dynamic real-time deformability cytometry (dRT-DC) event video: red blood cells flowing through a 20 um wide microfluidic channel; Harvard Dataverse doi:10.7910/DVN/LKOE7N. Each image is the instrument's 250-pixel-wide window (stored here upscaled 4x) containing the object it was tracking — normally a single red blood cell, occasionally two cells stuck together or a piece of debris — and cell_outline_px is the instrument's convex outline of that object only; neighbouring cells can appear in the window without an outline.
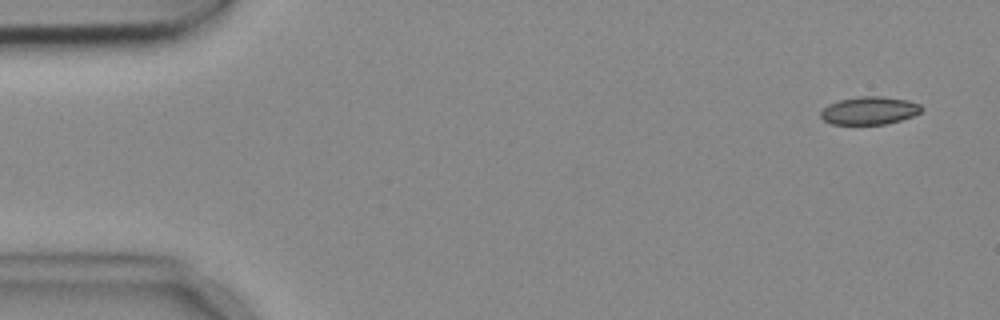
{"species": "common noctule bat (a hibernating species)", "species_latin": "Nyctalus noctula", "temperature_condition": "cold", "stored_images_in_passage": 4, "camera_frame_rate_fps": 3000, "um_per_image_px": 0.085, "animal": {"sex": "female", "body_mass_g": 18.4}, "frame": {"image": 1, "passage_image": 1, "time_ms": 0.0, "image_size_px": [1000, 320], "cell_outline_px": [[924, 108], [920, 112], [912, 116], [900, 120], [884, 124], [832, 124], [824, 120], [820, 116], [820, 112], [828, 104], [840, 100], [860, 96], [880, 96], [908, 100], [920, 104]], "centroid_in_image_um": [73.9, 9.39], "position_along_channel_um": 11.1, "area_um2": 16.3}}